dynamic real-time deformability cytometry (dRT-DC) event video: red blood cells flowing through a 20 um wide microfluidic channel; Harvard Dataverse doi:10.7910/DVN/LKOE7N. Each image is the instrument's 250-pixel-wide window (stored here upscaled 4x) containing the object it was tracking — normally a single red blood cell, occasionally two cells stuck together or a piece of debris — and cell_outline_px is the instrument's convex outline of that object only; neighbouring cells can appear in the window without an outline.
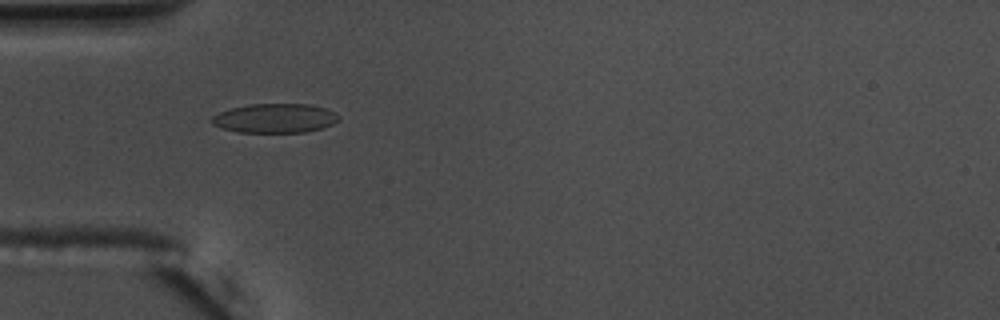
{"species": "common noctule bat (a hibernating species)", "species_latin": "Nyctalus noctula", "temperature_condition": "warm", "stored_images_in_passage": 45, "camera_frame_rate_fps": 3000, "um_per_image_px": 0.085, "animal": {"sex": "male", "body_mass_g": 17.5, "forearm_length_mm": 52.3}, "frame": {"image": 1, "passage_image": 7, "time_ms": 2.0, "image_size_px": [1000, 320], "cell_outline_px": [[340, 116], [332, 124], [324, 128], [304, 132], [236, 132], [220, 128], [212, 124], [208, 120], [212, 116], [220, 112], [232, 108], [248, 104], [308, 104], [324, 108], [336, 112]], "centroid_in_image_um": [23.33, 10.05], "position_along_channel_um": 61.7, "area_um2": 21.73}, "authors_computed_cell_mechanics": {"area_um2": 21.4438, "velocity_mm_per_s": 3.6766, "shape_relaxation_time_tau1_ms": 5.209, "shape_relaxation_time_tau2_ms": 1.52, "deformation_change_tau1": 0.1546, "deformation_change_tau2": 0.0617}}